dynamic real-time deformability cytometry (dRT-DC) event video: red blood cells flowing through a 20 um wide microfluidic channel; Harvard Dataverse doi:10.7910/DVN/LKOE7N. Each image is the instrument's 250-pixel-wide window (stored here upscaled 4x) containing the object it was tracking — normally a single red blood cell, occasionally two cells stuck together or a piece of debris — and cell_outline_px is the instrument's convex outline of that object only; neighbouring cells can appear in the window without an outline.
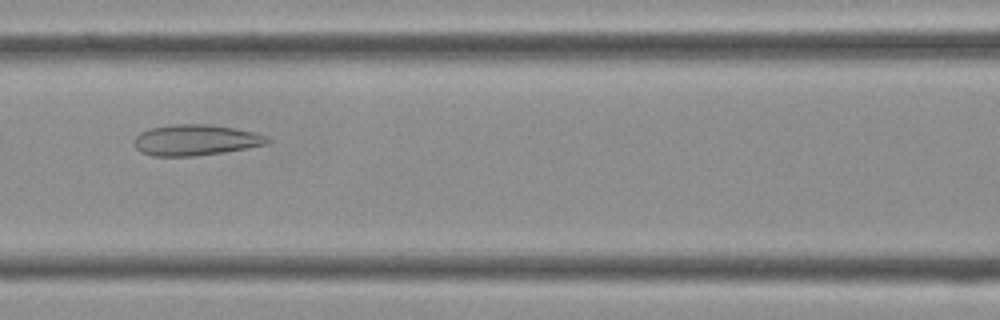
{"species": "Egyptian fruit bat (a non-hibernating species)", "species_latin": "Rousettus aegyptiacus", "temperature_condition": "cold", "stored_images_in_passage": 25, "camera_frame_rate_fps": 3000, "um_per_image_px": 0.085, "frame": {"image": 1, "passage_image": 6, "time_ms": 1.667, "image_size_px": [1000, 320], "cell_outline_px": [[272, 140], [268, 144], [248, 148], [224, 152], [192, 156], [152, 156], [140, 152], [136, 148], [132, 140], [140, 132], [152, 128], [172, 124], [208, 124], [256, 132], [268, 136]], "centroid_in_image_um": [16.64, 11.91], "position_along_channel_um": 150.0, "area_um2": 24.16}}
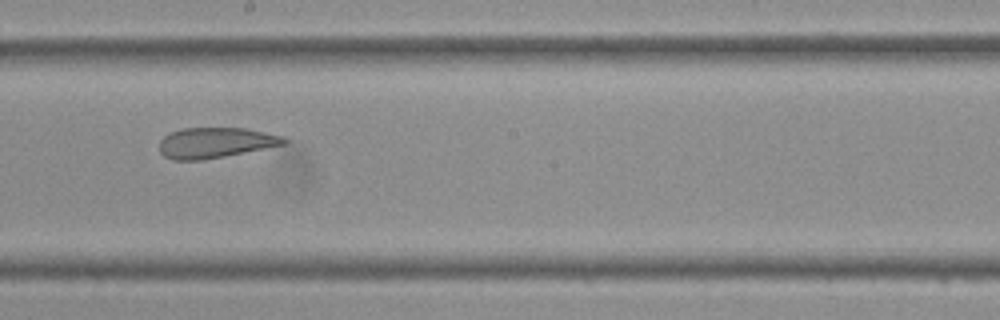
{"frame": {"image": 2, "passage_image": 11, "time_ms": 3.333, "image_size_px": [1000, 320], "cell_outline_px": [[288, 144], [224, 156], [200, 160], [172, 160], [164, 156], [160, 152], [160, 140], [164, 136], [180, 128], [244, 128], [284, 136], [288, 140]], "centroid_in_image_um": [18.33, 12.13], "position_along_channel_um": 229.9, "area_um2": 22.14}}
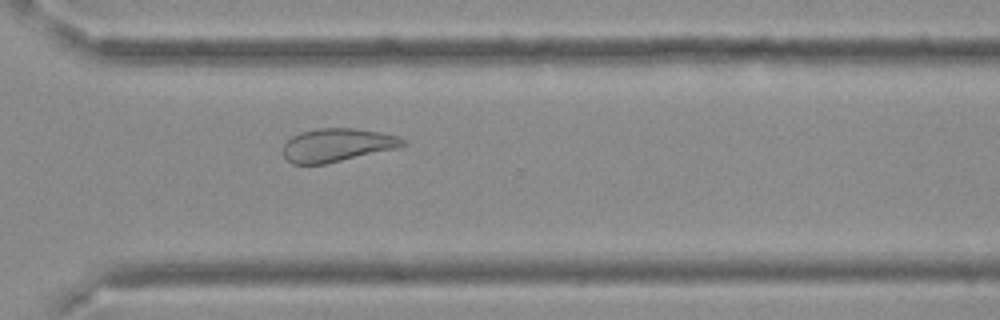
{"frame": {"image": 3, "passage_image": 18, "time_ms": 5.667, "image_size_px": [1000, 320], "cell_outline_px": [[408, 144], [396, 148], [324, 164], [292, 164], [284, 156], [284, 144], [292, 136], [300, 132], [320, 128], [352, 128], [380, 132], [400, 136]], "centroid_in_image_um": [28.66, 12.32], "position_along_channel_um": 341.9, "area_um2": 23.0}}